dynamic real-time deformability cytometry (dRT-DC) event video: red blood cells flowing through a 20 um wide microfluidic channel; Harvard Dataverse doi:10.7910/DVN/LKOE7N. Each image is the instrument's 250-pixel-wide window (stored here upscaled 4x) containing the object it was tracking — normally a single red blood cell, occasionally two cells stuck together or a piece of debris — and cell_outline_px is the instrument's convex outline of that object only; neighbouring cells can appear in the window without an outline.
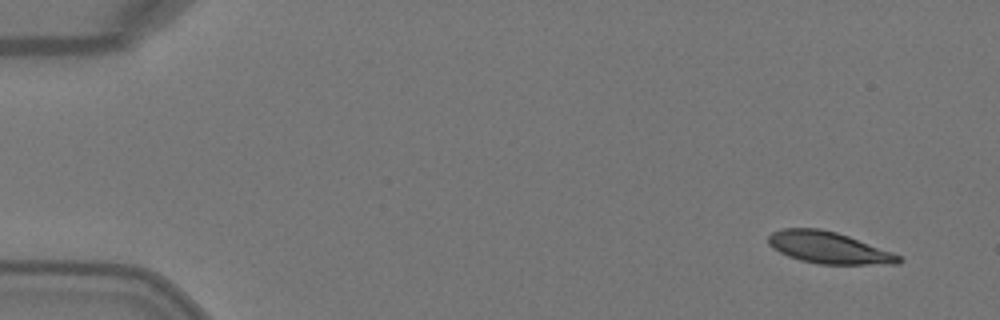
{"species": "Egyptian fruit bat (a non-hibernating species)", "species_latin": "Rousettus aegyptiacus", "temperature_condition": "warm", "stored_images_in_passage": 4, "camera_frame_rate_fps": 3000, "um_per_image_px": 0.085, "animal": {"sex": "female"}, "frame": {"image": 1, "passage_image": 1, "time_ms": 0.0, "image_size_px": [1000, 320], "cell_outline_px": [[904, 260], [900, 264], [820, 264], [800, 260], [788, 256], [780, 252], [768, 244], [768, 236], [772, 232], [784, 228], [820, 228], [836, 232], [848, 236], [892, 252], [900, 256]], "centroid_in_image_um": [70.44, 21.05], "position_along_channel_um": 14.6, "area_um2": 23.99}}
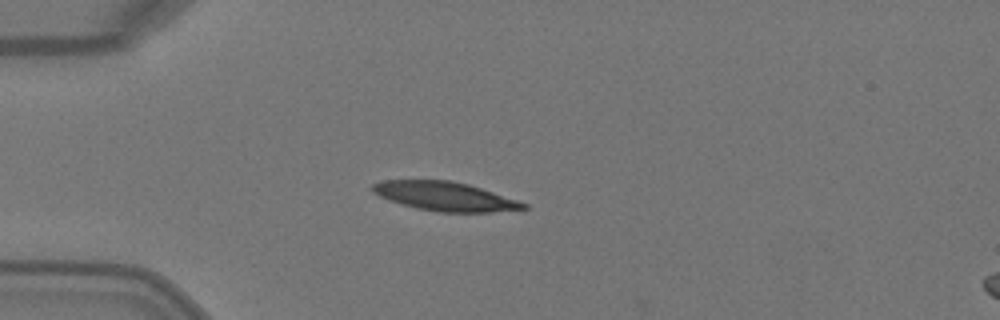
{"frame": {"image": 2, "passage_image": 4, "time_ms": 1.0, "image_size_px": [1000, 320], "cell_outline_px": [[528, 208], [492, 212], [440, 212], [416, 208], [400, 204], [388, 200], [372, 192], [372, 184], [384, 180], [448, 180], [468, 184], [528, 204]], "centroid_in_image_um": [37.78, 16.69], "position_along_channel_um": 47.2, "area_um2": 25.26}}